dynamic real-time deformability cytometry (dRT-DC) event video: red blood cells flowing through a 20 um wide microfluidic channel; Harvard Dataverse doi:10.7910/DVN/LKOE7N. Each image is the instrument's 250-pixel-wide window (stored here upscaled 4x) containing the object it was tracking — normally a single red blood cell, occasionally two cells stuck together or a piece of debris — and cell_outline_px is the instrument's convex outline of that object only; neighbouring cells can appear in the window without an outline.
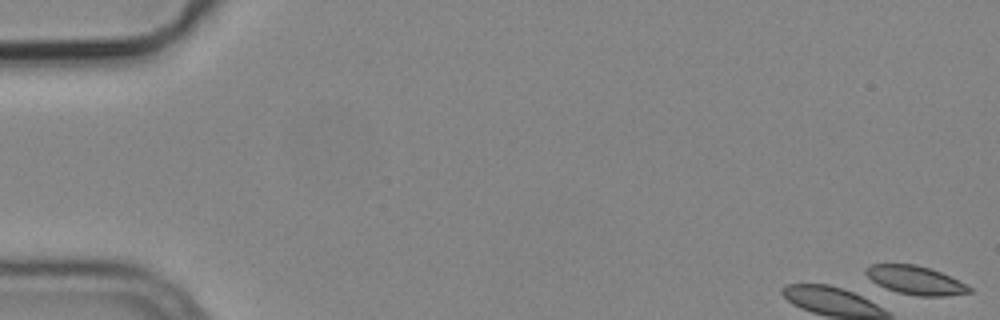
{"species": "common noctule bat (a hibernating species)", "species_latin": "Nyctalus noctula", "temperature_condition": "cold", "stored_images_in_passage": 2, "camera_frame_rate_fps": 3000, "um_per_image_px": 0.085, "animal": {"sex": "male", "body_mass_g": 19.2, "forearm_length_mm": 51.8}, "frame": {"image": 1, "passage_image": 1, "time_ms": 0.0, "image_size_px": [1000, 320], "cell_outline_px": [[972, 292], [944, 296], [916, 296], [896, 292], [872, 280], [864, 272], [864, 268], [872, 264], [916, 264], [940, 272], [972, 288]], "centroid_in_image_um": [77.8, 23.82], "position_along_channel_um": 7.2, "area_um2": 16.88}}